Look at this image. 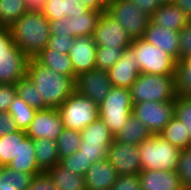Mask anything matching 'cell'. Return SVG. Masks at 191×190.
I'll return each instance as SVG.
<instances>
[{"instance_id":"6da1fadb","label":"cell","mask_w":191,"mask_h":190,"mask_svg":"<svg viewBox=\"0 0 191 190\" xmlns=\"http://www.w3.org/2000/svg\"><path fill=\"white\" fill-rule=\"evenodd\" d=\"M26 77L50 108H58L75 91V77L55 73L35 58L28 60Z\"/></svg>"},{"instance_id":"7a4b0ae2","label":"cell","mask_w":191,"mask_h":190,"mask_svg":"<svg viewBox=\"0 0 191 190\" xmlns=\"http://www.w3.org/2000/svg\"><path fill=\"white\" fill-rule=\"evenodd\" d=\"M9 28L14 44L30 59L39 54L50 39V21L43 13L27 11Z\"/></svg>"},{"instance_id":"3957f363","label":"cell","mask_w":191,"mask_h":190,"mask_svg":"<svg viewBox=\"0 0 191 190\" xmlns=\"http://www.w3.org/2000/svg\"><path fill=\"white\" fill-rule=\"evenodd\" d=\"M132 103L175 101V75L140 73L129 88Z\"/></svg>"},{"instance_id":"277c9868","label":"cell","mask_w":191,"mask_h":190,"mask_svg":"<svg viewBox=\"0 0 191 190\" xmlns=\"http://www.w3.org/2000/svg\"><path fill=\"white\" fill-rule=\"evenodd\" d=\"M141 171H176L180 150L159 135H152L138 145Z\"/></svg>"},{"instance_id":"5b68a950","label":"cell","mask_w":191,"mask_h":190,"mask_svg":"<svg viewBox=\"0 0 191 190\" xmlns=\"http://www.w3.org/2000/svg\"><path fill=\"white\" fill-rule=\"evenodd\" d=\"M30 58L14 44L8 27H0V84H16L26 77Z\"/></svg>"},{"instance_id":"8992f818","label":"cell","mask_w":191,"mask_h":190,"mask_svg":"<svg viewBox=\"0 0 191 190\" xmlns=\"http://www.w3.org/2000/svg\"><path fill=\"white\" fill-rule=\"evenodd\" d=\"M133 112V103L128 88L112 86L106 98L99 105V117L113 136L125 126Z\"/></svg>"},{"instance_id":"52a82bcc","label":"cell","mask_w":191,"mask_h":190,"mask_svg":"<svg viewBox=\"0 0 191 190\" xmlns=\"http://www.w3.org/2000/svg\"><path fill=\"white\" fill-rule=\"evenodd\" d=\"M139 64L141 73L155 75H175L177 61L164 52L163 49L153 46L143 38L133 39L129 46Z\"/></svg>"},{"instance_id":"ba28073f","label":"cell","mask_w":191,"mask_h":190,"mask_svg":"<svg viewBox=\"0 0 191 190\" xmlns=\"http://www.w3.org/2000/svg\"><path fill=\"white\" fill-rule=\"evenodd\" d=\"M64 128L82 131L99 118V105L74 91L58 108Z\"/></svg>"},{"instance_id":"9c48e42d","label":"cell","mask_w":191,"mask_h":190,"mask_svg":"<svg viewBox=\"0 0 191 190\" xmlns=\"http://www.w3.org/2000/svg\"><path fill=\"white\" fill-rule=\"evenodd\" d=\"M105 11L119 22L132 40L143 38L151 19L130 0H113L106 5Z\"/></svg>"},{"instance_id":"30bf717a","label":"cell","mask_w":191,"mask_h":190,"mask_svg":"<svg viewBox=\"0 0 191 190\" xmlns=\"http://www.w3.org/2000/svg\"><path fill=\"white\" fill-rule=\"evenodd\" d=\"M132 114L147 127L152 135H159L175 116V101L135 103Z\"/></svg>"},{"instance_id":"8fae6325","label":"cell","mask_w":191,"mask_h":190,"mask_svg":"<svg viewBox=\"0 0 191 190\" xmlns=\"http://www.w3.org/2000/svg\"><path fill=\"white\" fill-rule=\"evenodd\" d=\"M111 88L107 71L98 68L82 73L75 79V91L98 105L106 98Z\"/></svg>"},{"instance_id":"7c38bea8","label":"cell","mask_w":191,"mask_h":190,"mask_svg":"<svg viewBox=\"0 0 191 190\" xmlns=\"http://www.w3.org/2000/svg\"><path fill=\"white\" fill-rule=\"evenodd\" d=\"M97 47H129L132 39L124 28L106 11L102 12L92 35Z\"/></svg>"},{"instance_id":"4fadbf2b","label":"cell","mask_w":191,"mask_h":190,"mask_svg":"<svg viewBox=\"0 0 191 190\" xmlns=\"http://www.w3.org/2000/svg\"><path fill=\"white\" fill-rule=\"evenodd\" d=\"M64 129L61 114L57 108L37 110L34 119L25 131L27 137L35 139H50L57 141Z\"/></svg>"},{"instance_id":"5bb4252c","label":"cell","mask_w":191,"mask_h":190,"mask_svg":"<svg viewBox=\"0 0 191 190\" xmlns=\"http://www.w3.org/2000/svg\"><path fill=\"white\" fill-rule=\"evenodd\" d=\"M107 159L117 175H138L141 172L140 153L137 145L113 141Z\"/></svg>"},{"instance_id":"9a60e30c","label":"cell","mask_w":191,"mask_h":190,"mask_svg":"<svg viewBox=\"0 0 191 190\" xmlns=\"http://www.w3.org/2000/svg\"><path fill=\"white\" fill-rule=\"evenodd\" d=\"M97 46L92 36L74 38L73 46L69 51L74 77L96 68Z\"/></svg>"},{"instance_id":"2e32d148","label":"cell","mask_w":191,"mask_h":190,"mask_svg":"<svg viewBox=\"0 0 191 190\" xmlns=\"http://www.w3.org/2000/svg\"><path fill=\"white\" fill-rule=\"evenodd\" d=\"M136 59L133 50L126 48L122 57L107 71L112 86L128 89L132 86L141 73Z\"/></svg>"},{"instance_id":"e0dca14e","label":"cell","mask_w":191,"mask_h":190,"mask_svg":"<svg viewBox=\"0 0 191 190\" xmlns=\"http://www.w3.org/2000/svg\"><path fill=\"white\" fill-rule=\"evenodd\" d=\"M143 39L153 46L161 48L165 53L180 61L179 32L154 24L151 20L144 32Z\"/></svg>"},{"instance_id":"ac0fdd59","label":"cell","mask_w":191,"mask_h":190,"mask_svg":"<svg viewBox=\"0 0 191 190\" xmlns=\"http://www.w3.org/2000/svg\"><path fill=\"white\" fill-rule=\"evenodd\" d=\"M141 190H184L176 171L147 170L139 174Z\"/></svg>"},{"instance_id":"d6986e66","label":"cell","mask_w":191,"mask_h":190,"mask_svg":"<svg viewBox=\"0 0 191 190\" xmlns=\"http://www.w3.org/2000/svg\"><path fill=\"white\" fill-rule=\"evenodd\" d=\"M117 176L108 159L94 162L84 176L86 190H111Z\"/></svg>"},{"instance_id":"ffe728a7","label":"cell","mask_w":191,"mask_h":190,"mask_svg":"<svg viewBox=\"0 0 191 190\" xmlns=\"http://www.w3.org/2000/svg\"><path fill=\"white\" fill-rule=\"evenodd\" d=\"M150 18L154 24L178 32L191 23L186 14L174 3L161 5Z\"/></svg>"},{"instance_id":"44dd1931","label":"cell","mask_w":191,"mask_h":190,"mask_svg":"<svg viewBox=\"0 0 191 190\" xmlns=\"http://www.w3.org/2000/svg\"><path fill=\"white\" fill-rule=\"evenodd\" d=\"M8 167L34 176L43 173L38 168L33 140L30 137L26 136L20 143L19 154L9 163Z\"/></svg>"},{"instance_id":"7402d4cb","label":"cell","mask_w":191,"mask_h":190,"mask_svg":"<svg viewBox=\"0 0 191 190\" xmlns=\"http://www.w3.org/2000/svg\"><path fill=\"white\" fill-rule=\"evenodd\" d=\"M40 64L49 67L58 74L74 77V70L69 54L49 49L47 46L34 57Z\"/></svg>"},{"instance_id":"603a6c76","label":"cell","mask_w":191,"mask_h":190,"mask_svg":"<svg viewBox=\"0 0 191 190\" xmlns=\"http://www.w3.org/2000/svg\"><path fill=\"white\" fill-rule=\"evenodd\" d=\"M46 173L58 190H86L85 177L63 168L60 164L54 165Z\"/></svg>"},{"instance_id":"cb8c5ba5","label":"cell","mask_w":191,"mask_h":190,"mask_svg":"<svg viewBox=\"0 0 191 190\" xmlns=\"http://www.w3.org/2000/svg\"><path fill=\"white\" fill-rule=\"evenodd\" d=\"M151 136L152 134L147 127L131 114L125 126L114 136V141L138 146Z\"/></svg>"},{"instance_id":"d4e9b609","label":"cell","mask_w":191,"mask_h":190,"mask_svg":"<svg viewBox=\"0 0 191 190\" xmlns=\"http://www.w3.org/2000/svg\"><path fill=\"white\" fill-rule=\"evenodd\" d=\"M35 156L38 168L42 172H47L54 165L59 164V154L56 141L50 139L33 140Z\"/></svg>"},{"instance_id":"484cf974","label":"cell","mask_w":191,"mask_h":190,"mask_svg":"<svg viewBox=\"0 0 191 190\" xmlns=\"http://www.w3.org/2000/svg\"><path fill=\"white\" fill-rule=\"evenodd\" d=\"M159 136L177 147L179 150L191 147V137L188 128L175 116L159 133Z\"/></svg>"},{"instance_id":"4316f807","label":"cell","mask_w":191,"mask_h":190,"mask_svg":"<svg viewBox=\"0 0 191 190\" xmlns=\"http://www.w3.org/2000/svg\"><path fill=\"white\" fill-rule=\"evenodd\" d=\"M23 130L15 131L11 134L0 137V165L8 166L9 163L16 158L20 151V143L26 137Z\"/></svg>"},{"instance_id":"83f0119b","label":"cell","mask_w":191,"mask_h":190,"mask_svg":"<svg viewBox=\"0 0 191 190\" xmlns=\"http://www.w3.org/2000/svg\"><path fill=\"white\" fill-rule=\"evenodd\" d=\"M101 14L102 12L88 10L82 16L77 15L74 16V18L70 17L71 37L92 36Z\"/></svg>"},{"instance_id":"f1b7e54d","label":"cell","mask_w":191,"mask_h":190,"mask_svg":"<svg viewBox=\"0 0 191 190\" xmlns=\"http://www.w3.org/2000/svg\"><path fill=\"white\" fill-rule=\"evenodd\" d=\"M36 111V109L32 108L16 94L13 102L10 104L8 113L13 118L18 129L26 131L31 121L34 119Z\"/></svg>"},{"instance_id":"f546056e","label":"cell","mask_w":191,"mask_h":190,"mask_svg":"<svg viewBox=\"0 0 191 190\" xmlns=\"http://www.w3.org/2000/svg\"><path fill=\"white\" fill-rule=\"evenodd\" d=\"M27 11L24 0H0V27H11Z\"/></svg>"},{"instance_id":"4dcf8cb0","label":"cell","mask_w":191,"mask_h":190,"mask_svg":"<svg viewBox=\"0 0 191 190\" xmlns=\"http://www.w3.org/2000/svg\"><path fill=\"white\" fill-rule=\"evenodd\" d=\"M16 94L21 97L27 104L36 110H42L50 108L45 102L44 99L39 96L38 89L29 80V78L24 77L20 79L16 84Z\"/></svg>"},{"instance_id":"1f68e13d","label":"cell","mask_w":191,"mask_h":190,"mask_svg":"<svg viewBox=\"0 0 191 190\" xmlns=\"http://www.w3.org/2000/svg\"><path fill=\"white\" fill-rule=\"evenodd\" d=\"M175 82L177 95L191 97V54L177 62Z\"/></svg>"},{"instance_id":"d6a6232c","label":"cell","mask_w":191,"mask_h":190,"mask_svg":"<svg viewBox=\"0 0 191 190\" xmlns=\"http://www.w3.org/2000/svg\"><path fill=\"white\" fill-rule=\"evenodd\" d=\"M81 141L112 144L114 136L111 134L109 128L104 124L103 120L99 117L81 131Z\"/></svg>"},{"instance_id":"836d02e7","label":"cell","mask_w":191,"mask_h":190,"mask_svg":"<svg viewBox=\"0 0 191 190\" xmlns=\"http://www.w3.org/2000/svg\"><path fill=\"white\" fill-rule=\"evenodd\" d=\"M81 131L64 128L56 141L59 160L70 156L80 149Z\"/></svg>"},{"instance_id":"e575fe53","label":"cell","mask_w":191,"mask_h":190,"mask_svg":"<svg viewBox=\"0 0 191 190\" xmlns=\"http://www.w3.org/2000/svg\"><path fill=\"white\" fill-rule=\"evenodd\" d=\"M129 47L107 48V46L97 47L96 68L108 71L122 57L123 52Z\"/></svg>"},{"instance_id":"d590c367","label":"cell","mask_w":191,"mask_h":190,"mask_svg":"<svg viewBox=\"0 0 191 190\" xmlns=\"http://www.w3.org/2000/svg\"><path fill=\"white\" fill-rule=\"evenodd\" d=\"M59 164L67 170L85 176L93 164L80 150L60 159Z\"/></svg>"},{"instance_id":"8d00e7d4","label":"cell","mask_w":191,"mask_h":190,"mask_svg":"<svg viewBox=\"0 0 191 190\" xmlns=\"http://www.w3.org/2000/svg\"><path fill=\"white\" fill-rule=\"evenodd\" d=\"M110 145L94 141H81L79 150L94 163L107 159Z\"/></svg>"},{"instance_id":"74e56055","label":"cell","mask_w":191,"mask_h":190,"mask_svg":"<svg viewBox=\"0 0 191 190\" xmlns=\"http://www.w3.org/2000/svg\"><path fill=\"white\" fill-rule=\"evenodd\" d=\"M33 177V174L19 172L8 166L3 167V180L8 181L16 190H27Z\"/></svg>"},{"instance_id":"f35d334b","label":"cell","mask_w":191,"mask_h":190,"mask_svg":"<svg viewBox=\"0 0 191 190\" xmlns=\"http://www.w3.org/2000/svg\"><path fill=\"white\" fill-rule=\"evenodd\" d=\"M176 172L183 186L191 185V147L180 150Z\"/></svg>"},{"instance_id":"ab89813d","label":"cell","mask_w":191,"mask_h":190,"mask_svg":"<svg viewBox=\"0 0 191 190\" xmlns=\"http://www.w3.org/2000/svg\"><path fill=\"white\" fill-rule=\"evenodd\" d=\"M175 117L188 128L191 137V97L177 95L175 99Z\"/></svg>"},{"instance_id":"60d3db41","label":"cell","mask_w":191,"mask_h":190,"mask_svg":"<svg viewBox=\"0 0 191 190\" xmlns=\"http://www.w3.org/2000/svg\"><path fill=\"white\" fill-rule=\"evenodd\" d=\"M42 13L49 21L60 20L65 17V0H46Z\"/></svg>"},{"instance_id":"b9f144b4","label":"cell","mask_w":191,"mask_h":190,"mask_svg":"<svg viewBox=\"0 0 191 190\" xmlns=\"http://www.w3.org/2000/svg\"><path fill=\"white\" fill-rule=\"evenodd\" d=\"M111 190H141L138 175H118Z\"/></svg>"},{"instance_id":"7bdbcfd3","label":"cell","mask_w":191,"mask_h":190,"mask_svg":"<svg viewBox=\"0 0 191 190\" xmlns=\"http://www.w3.org/2000/svg\"><path fill=\"white\" fill-rule=\"evenodd\" d=\"M73 43H74V38L70 36L50 35L47 47L49 49H53L54 51L68 54L70 48L73 46Z\"/></svg>"},{"instance_id":"ee69618b","label":"cell","mask_w":191,"mask_h":190,"mask_svg":"<svg viewBox=\"0 0 191 190\" xmlns=\"http://www.w3.org/2000/svg\"><path fill=\"white\" fill-rule=\"evenodd\" d=\"M15 96V84H0V112H8Z\"/></svg>"},{"instance_id":"f6af8a7d","label":"cell","mask_w":191,"mask_h":190,"mask_svg":"<svg viewBox=\"0 0 191 190\" xmlns=\"http://www.w3.org/2000/svg\"><path fill=\"white\" fill-rule=\"evenodd\" d=\"M50 35L71 37L70 17H62L60 20L50 21Z\"/></svg>"},{"instance_id":"bcb514c9","label":"cell","mask_w":191,"mask_h":190,"mask_svg":"<svg viewBox=\"0 0 191 190\" xmlns=\"http://www.w3.org/2000/svg\"><path fill=\"white\" fill-rule=\"evenodd\" d=\"M27 190H58L46 172L33 177Z\"/></svg>"},{"instance_id":"7dc6e473","label":"cell","mask_w":191,"mask_h":190,"mask_svg":"<svg viewBox=\"0 0 191 190\" xmlns=\"http://www.w3.org/2000/svg\"><path fill=\"white\" fill-rule=\"evenodd\" d=\"M180 60L191 54V23L179 31Z\"/></svg>"},{"instance_id":"c3c4849f","label":"cell","mask_w":191,"mask_h":190,"mask_svg":"<svg viewBox=\"0 0 191 190\" xmlns=\"http://www.w3.org/2000/svg\"><path fill=\"white\" fill-rule=\"evenodd\" d=\"M88 9L81 0H65V17H72L86 13Z\"/></svg>"},{"instance_id":"681fc988","label":"cell","mask_w":191,"mask_h":190,"mask_svg":"<svg viewBox=\"0 0 191 190\" xmlns=\"http://www.w3.org/2000/svg\"><path fill=\"white\" fill-rule=\"evenodd\" d=\"M18 130L11 115L8 112H0V137Z\"/></svg>"},{"instance_id":"f907efd6","label":"cell","mask_w":191,"mask_h":190,"mask_svg":"<svg viewBox=\"0 0 191 190\" xmlns=\"http://www.w3.org/2000/svg\"><path fill=\"white\" fill-rule=\"evenodd\" d=\"M144 13L151 16L160 6L159 0H130Z\"/></svg>"},{"instance_id":"816d5d0a","label":"cell","mask_w":191,"mask_h":190,"mask_svg":"<svg viewBox=\"0 0 191 190\" xmlns=\"http://www.w3.org/2000/svg\"><path fill=\"white\" fill-rule=\"evenodd\" d=\"M88 10L104 12L107 3L104 0H81Z\"/></svg>"},{"instance_id":"f5cc1de1","label":"cell","mask_w":191,"mask_h":190,"mask_svg":"<svg viewBox=\"0 0 191 190\" xmlns=\"http://www.w3.org/2000/svg\"><path fill=\"white\" fill-rule=\"evenodd\" d=\"M28 11L42 13L46 0H24Z\"/></svg>"},{"instance_id":"db71d44e","label":"cell","mask_w":191,"mask_h":190,"mask_svg":"<svg viewBox=\"0 0 191 190\" xmlns=\"http://www.w3.org/2000/svg\"><path fill=\"white\" fill-rule=\"evenodd\" d=\"M174 4L191 20V0H175Z\"/></svg>"},{"instance_id":"11a10c76","label":"cell","mask_w":191,"mask_h":190,"mask_svg":"<svg viewBox=\"0 0 191 190\" xmlns=\"http://www.w3.org/2000/svg\"><path fill=\"white\" fill-rule=\"evenodd\" d=\"M0 190H16L8 181L0 179Z\"/></svg>"},{"instance_id":"9f6ffc18","label":"cell","mask_w":191,"mask_h":190,"mask_svg":"<svg viewBox=\"0 0 191 190\" xmlns=\"http://www.w3.org/2000/svg\"><path fill=\"white\" fill-rule=\"evenodd\" d=\"M175 0H159L161 5L164 4H173Z\"/></svg>"},{"instance_id":"6f0895ef","label":"cell","mask_w":191,"mask_h":190,"mask_svg":"<svg viewBox=\"0 0 191 190\" xmlns=\"http://www.w3.org/2000/svg\"><path fill=\"white\" fill-rule=\"evenodd\" d=\"M2 174H3V166L0 165V179L2 178Z\"/></svg>"},{"instance_id":"680465c9","label":"cell","mask_w":191,"mask_h":190,"mask_svg":"<svg viewBox=\"0 0 191 190\" xmlns=\"http://www.w3.org/2000/svg\"><path fill=\"white\" fill-rule=\"evenodd\" d=\"M184 190H191V185L184 186Z\"/></svg>"},{"instance_id":"91938a15","label":"cell","mask_w":191,"mask_h":190,"mask_svg":"<svg viewBox=\"0 0 191 190\" xmlns=\"http://www.w3.org/2000/svg\"><path fill=\"white\" fill-rule=\"evenodd\" d=\"M107 4L109 3V2H111V1H113V0H104Z\"/></svg>"}]
</instances>
